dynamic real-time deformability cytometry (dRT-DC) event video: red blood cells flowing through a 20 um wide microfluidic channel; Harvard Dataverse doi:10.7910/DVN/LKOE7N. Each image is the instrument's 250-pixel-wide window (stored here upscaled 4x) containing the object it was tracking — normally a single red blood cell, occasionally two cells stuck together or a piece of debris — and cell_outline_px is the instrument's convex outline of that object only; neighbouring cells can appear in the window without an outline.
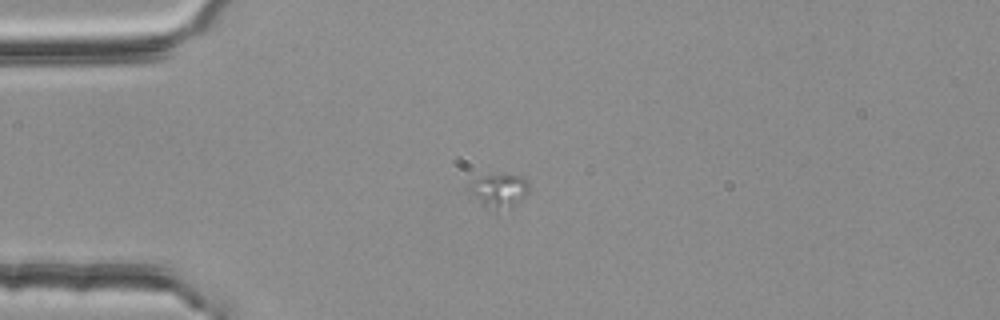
{"species": "common noctule bat (a hibernating species)", "species_latin": "Nyctalus noctula", "temperature_condition": "room temperature", "stored_images_in_passage": 14, "camera_frame_rate_fps": 3000, "um_per_image_px": 0.085, "animal": {"sex": "female", "body_mass_g": 25.1}, "frame": {"image": 1, "passage_image": 1, "time_ms": 0.0, "image_size_px": [1000, 320], "cell_outline_px": [[528, 192], [512, 208], [484, 208], [468, 192], [468, 184], [484, 176], [500, 172], [508, 172], [524, 176], [528, 180]], "centroid_in_image_um": [42.43, 16.15], "position_along_channel_um": 42.6, "area_um2": 12.2}}